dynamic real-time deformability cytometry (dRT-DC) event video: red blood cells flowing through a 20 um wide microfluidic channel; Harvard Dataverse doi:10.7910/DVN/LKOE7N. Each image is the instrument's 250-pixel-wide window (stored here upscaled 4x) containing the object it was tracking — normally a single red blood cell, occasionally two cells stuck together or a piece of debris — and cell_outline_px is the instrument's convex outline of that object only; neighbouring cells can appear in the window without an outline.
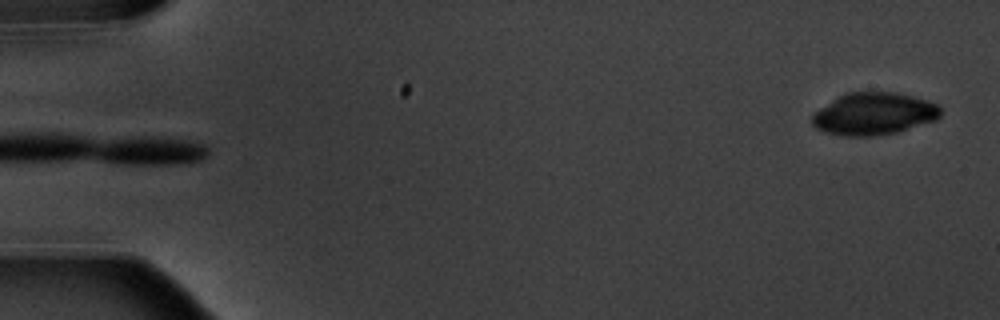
{"species": "common noctule bat (a hibernating species)", "species_latin": "Nyctalus noctula", "temperature_condition": "warm", "stored_images_in_passage": 4, "camera_frame_rate_fps": 3000, "um_per_image_px": 0.085, "animal": {"sex": "male", "body_mass_g": 20.1, "forearm_length_mm": 53.5}, "frame": {"image": 1, "passage_image": 4, "time_ms": 3.333, "image_size_px": [1000, 320], "cell_outline_px": [[940, 116], [936, 120], [896, 132], [872, 136], [844, 136], [824, 132], [816, 128], [812, 124], [812, 112], [832, 100], [848, 92], [896, 92], [928, 100], [940, 104]], "centroid_in_image_um": [74.27, 9.67], "position_along_channel_um": 10.7, "area_um2": 31.73}}